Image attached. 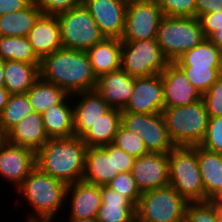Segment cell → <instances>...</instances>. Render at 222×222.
Segmentation results:
<instances>
[{"label": "cell", "mask_w": 222, "mask_h": 222, "mask_svg": "<svg viewBox=\"0 0 222 222\" xmlns=\"http://www.w3.org/2000/svg\"><path fill=\"white\" fill-rule=\"evenodd\" d=\"M204 39L197 17L163 16L156 35V41L169 62H174Z\"/></svg>", "instance_id": "5b68a950"}, {"label": "cell", "mask_w": 222, "mask_h": 222, "mask_svg": "<svg viewBox=\"0 0 222 222\" xmlns=\"http://www.w3.org/2000/svg\"><path fill=\"white\" fill-rule=\"evenodd\" d=\"M72 96L67 95L59 104L42 114L44 128L49 139L74 136V109Z\"/></svg>", "instance_id": "d4e9b609"}, {"label": "cell", "mask_w": 222, "mask_h": 222, "mask_svg": "<svg viewBox=\"0 0 222 222\" xmlns=\"http://www.w3.org/2000/svg\"><path fill=\"white\" fill-rule=\"evenodd\" d=\"M8 142L37 152L48 140L42 114L30 113L15 124L4 136Z\"/></svg>", "instance_id": "7402d4cb"}, {"label": "cell", "mask_w": 222, "mask_h": 222, "mask_svg": "<svg viewBox=\"0 0 222 222\" xmlns=\"http://www.w3.org/2000/svg\"><path fill=\"white\" fill-rule=\"evenodd\" d=\"M218 210L212 200L188 202L184 222H217Z\"/></svg>", "instance_id": "d590c367"}, {"label": "cell", "mask_w": 222, "mask_h": 222, "mask_svg": "<svg viewBox=\"0 0 222 222\" xmlns=\"http://www.w3.org/2000/svg\"><path fill=\"white\" fill-rule=\"evenodd\" d=\"M57 19L63 48L87 51L105 38L83 4L57 15Z\"/></svg>", "instance_id": "ba28073f"}, {"label": "cell", "mask_w": 222, "mask_h": 222, "mask_svg": "<svg viewBox=\"0 0 222 222\" xmlns=\"http://www.w3.org/2000/svg\"><path fill=\"white\" fill-rule=\"evenodd\" d=\"M205 38L222 28V10L215 13H205L199 17Z\"/></svg>", "instance_id": "b9f144b4"}, {"label": "cell", "mask_w": 222, "mask_h": 222, "mask_svg": "<svg viewBox=\"0 0 222 222\" xmlns=\"http://www.w3.org/2000/svg\"><path fill=\"white\" fill-rule=\"evenodd\" d=\"M26 95L34 112L43 114L51 106L59 104L68 94L59 86L40 77L26 92Z\"/></svg>", "instance_id": "4dcf8cb0"}, {"label": "cell", "mask_w": 222, "mask_h": 222, "mask_svg": "<svg viewBox=\"0 0 222 222\" xmlns=\"http://www.w3.org/2000/svg\"><path fill=\"white\" fill-rule=\"evenodd\" d=\"M121 125V111L110 108L81 136L88 147H98L113 143Z\"/></svg>", "instance_id": "f1b7e54d"}, {"label": "cell", "mask_w": 222, "mask_h": 222, "mask_svg": "<svg viewBox=\"0 0 222 222\" xmlns=\"http://www.w3.org/2000/svg\"><path fill=\"white\" fill-rule=\"evenodd\" d=\"M212 201L217 207L218 215H222V199L214 198Z\"/></svg>", "instance_id": "681fc988"}, {"label": "cell", "mask_w": 222, "mask_h": 222, "mask_svg": "<svg viewBox=\"0 0 222 222\" xmlns=\"http://www.w3.org/2000/svg\"><path fill=\"white\" fill-rule=\"evenodd\" d=\"M122 1L129 4V3H132V2H142V1H146V0H122Z\"/></svg>", "instance_id": "816d5d0a"}, {"label": "cell", "mask_w": 222, "mask_h": 222, "mask_svg": "<svg viewBox=\"0 0 222 222\" xmlns=\"http://www.w3.org/2000/svg\"><path fill=\"white\" fill-rule=\"evenodd\" d=\"M102 204L97 212V222H135L136 206L124 195L107 185L101 186Z\"/></svg>", "instance_id": "603a6c76"}, {"label": "cell", "mask_w": 222, "mask_h": 222, "mask_svg": "<svg viewBox=\"0 0 222 222\" xmlns=\"http://www.w3.org/2000/svg\"><path fill=\"white\" fill-rule=\"evenodd\" d=\"M27 38L40 60L62 48L61 29L57 16L42 14Z\"/></svg>", "instance_id": "44dd1931"}, {"label": "cell", "mask_w": 222, "mask_h": 222, "mask_svg": "<svg viewBox=\"0 0 222 222\" xmlns=\"http://www.w3.org/2000/svg\"><path fill=\"white\" fill-rule=\"evenodd\" d=\"M199 146L222 154V116L209 117L205 138Z\"/></svg>", "instance_id": "f35d334b"}, {"label": "cell", "mask_w": 222, "mask_h": 222, "mask_svg": "<svg viewBox=\"0 0 222 222\" xmlns=\"http://www.w3.org/2000/svg\"><path fill=\"white\" fill-rule=\"evenodd\" d=\"M68 185L40 170L37 166L15 190L19 195L14 206L27 202L31 213H26L25 222H56L57 215L66 211V192ZM21 196V198H20ZM17 203V204H16ZM20 203V205H19ZM64 211V212H63ZM29 214V215H28Z\"/></svg>", "instance_id": "6da1fadb"}, {"label": "cell", "mask_w": 222, "mask_h": 222, "mask_svg": "<svg viewBox=\"0 0 222 222\" xmlns=\"http://www.w3.org/2000/svg\"><path fill=\"white\" fill-rule=\"evenodd\" d=\"M209 117L222 116V75L202 95Z\"/></svg>", "instance_id": "ab89813d"}, {"label": "cell", "mask_w": 222, "mask_h": 222, "mask_svg": "<svg viewBox=\"0 0 222 222\" xmlns=\"http://www.w3.org/2000/svg\"><path fill=\"white\" fill-rule=\"evenodd\" d=\"M0 60L23 61L31 64H41V60L32 50L27 37L0 36Z\"/></svg>", "instance_id": "1f68e13d"}, {"label": "cell", "mask_w": 222, "mask_h": 222, "mask_svg": "<svg viewBox=\"0 0 222 222\" xmlns=\"http://www.w3.org/2000/svg\"><path fill=\"white\" fill-rule=\"evenodd\" d=\"M97 78L121 69L122 41L119 38H104L86 51Z\"/></svg>", "instance_id": "cb8c5ba5"}, {"label": "cell", "mask_w": 222, "mask_h": 222, "mask_svg": "<svg viewBox=\"0 0 222 222\" xmlns=\"http://www.w3.org/2000/svg\"><path fill=\"white\" fill-rule=\"evenodd\" d=\"M135 77L122 68L97 78V92L110 108L123 111L133 92Z\"/></svg>", "instance_id": "ffe728a7"}, {"label": "cell", "mask_w": 222, "mask_h": 222, "mask_svg": "<svg viewBox=\"0 0 222 222\" xmlns=\"http://www.w3.org/2000/svg\"><path fill=\"white\" fill-rule=\"evenodd\" d=\"M222 10V0H196V17Z\"/></svg>", "instance_id": "f6af8a7d"}, {"label": "cell", "mask_w": 222, "mask_h": 222, "mask_svg": "<svg viewBox=\"0 0 222 222\" xmlns=\"http://www.w3.org/2000/svg\"><path fill=\"white\" fill-rule=\"evenodd\" d=\"M135 158L114 145L115 171L131 172Z\"/></svg>", "instance_id": "7bdbcfd3"}, {"label": "cell", "mask_w": 222, "mask_h": 222, "mask_svg": "<svg viewBox=\"0 0 222 222\" xmlns=\"http://www.w3.org/2000/svg\"><path fill=\"white\" fill-rule=\"evenodd\" d=\"M121 124L144 140L148 152L169 153L176 146L169 136L162 113L121 112Z\"/></svg>", "instance_id": "30bf717a"}, {"label": "cell", "mask_w": 222, "mask_h": 222, "mask_svg": "<svg viewBox=\"0 0 222 222\" xmlns=\"http://www.w3.org/2000/svg\"><path fill=\"white\" fill-rule=\"evenodd\" d=\"M142 192L169 185V153H151L135 158L131 171Z\"/></svg>", "instance_id": "4fadbf2b"}, {"label": "cell", "mask_w": 222, "mask_h": 222, "mask_svg": "<svg viewBox=\"0 0 222 222\" xmlns=\"http://www.w3.org/2000/svg\"><path fill=\"white\" fill-rule=\"evenodd\" d=\"M113 189L127 197L135 206L138 205L141 191L138 189L135 179L131 172H121L113 178L108 184Z\"/></svg>", "instance_id": "8d00e7d4"}, {"label": "cell", "mask_w": 222, "mask_h": 222, "mask_svg": "<svg viewBox=\"0 0 222 222\" xmlns=\"http://www.w3.org/2000/svg\"><path fill=\"white\" fill-rule=\"evenodd\" d=\"M118 174L115 171L114 144L87 148L83 181L104 186Z\"/></svg>", "instance_id": "ac0fdd59"}, {"label": "cell", "mask_w": 222, "mask_h": 222, "mask_svg": "<svg viewBox=\"0 0 222 222\" xmlns=\"http://www.w3.org/2000/svg\"><path fill=\"white\" fill-rule=\"evenodd\" d=\"M215 198H219V199H222V192Z\"/></svg>", "instance_id": "db71d44e"}, {"label": "cell", "mask_w": 222, "mask_h": 222, "mask_svg": "<svg viewBox=\"0 0 222 222\" xmlns=\"http://www.w3.org/2000/svg\"><path fill=\"white\" fill-rule=\"evenodd\" d=\"M217 222H222V215H218Z\"/></svg>", "instance_id": "f5cc1de1"}, {"label": "cell", "mask_w": 222, "mask_h": 222, "mask_svg": "<svg viewBox=\"0 0 222 222\" xmlns=\"http://www.w3.org/2000/svg\"><path fill=\"white\" fill-rule=\"evenodd\" d=\"M187 80L203 95L222 75V68H181Z\"/></svg>", "instance_id": "e575fe53"}, {"label": "cell", "mask_w": 222, "mask_h": 222, "mask_svg": "<svg viewBox=\"0 0 222 222\" xmlns=\"http://www.w3.org/2000/svg\"><path fill=\"white\" fill-rule=\"evenodd\" d=\"M10 94L4 86H0V116L8 102Z\"/></svg>", "instance_id": "bcb514c9"}, {"label": "cell", "mask_w": 222, "mask_h": 222, "mask_svg": "<svg viewBox=\"0 0 222 222\" xmlns=\"http://www.w3.org/2000/svg\"><path fill=\"white\" fill-rule=\"evenodd\" d=\"M29 99L24 94H10L8 102L0 116V134L2 137L20 120L33 113Z\"/></svg>", "instance_id": "d6a6232c"}, {"label": "cell", "mask_w": 222, "mask_h": 222, "mask_svg": "<svg viewBox=\"0 0 222 222\" xmlns=\"http://www.w3.org/2000/svg\"><path fill=\"white\" fill-rule=\"evenodd\" d=\"M162 115L176 146L200 145L205 138L209 114L203 99L186 106L163 108Z\"/></svg>", "instance_id": "277c9868"}, {"label": "cell", "mask_w": 222, "mask_h": 222, "mask_svg": "<svg viewBox=\"0 0 222 222\" xmlns=\"http://www.w3.org/2000/svg\"><path fill=\"white\" fill-rule=\"evenodd\" d=\"M0 86H4V68L2 60H0Z\"/></svg>", "instance_id": "f907efd6"}, {"label": "cell", "mask_w": 222, "mask_h": 222, "mask_svg": "<svg viewBox=\"0 0 222 222\" xmlns=\"http://www.w3.org/2000/svg\"><path fill=\"white\" fill-rule=\"evenodd\" d=\"M164 108L162 74L135 77L131 97L121 112L142 114L162 113Z\"/></svg>", "instance_id": "5bb4252c"}, {"label": "cell", "mask_w": 222, "mask_h": 222, "mask_svg": "<svg viewBox=\"0 0 222 222\" xmlns=\"http://www.w3.org/2000/svg\"><path fill=\"white\" fill-rule=\"evenodd\" d=\"M168 63L156 39L122 42L121 68L132 77L161 74Z\"/></svg>", "instance_id": "9c48e42d"}, {"label": "cell", "mask_w": 222, "mask_h": 222, "mask_svg": "<svg viewBox=\"0 0 222 222\" xmlns=\"http://www.w3.org/2000/svg\"><path fill=\"white\" fill-rule=\"evenodd\" d=\"M187 203L171 185L144 191L136 206V221L184 222Z\"/></svg>", "instance_id": "52a82bcc"}, {"label": "cell", "mask_w": 222, "mask_h": 222, "mask_svg": "<svg viewBox=\"0 0 222 222\" xmlns=\"http://www.w3.org/2000/svg\"><path fill=\"white\" fill-rule=\"evenodd\" d=\"M171 185L187 202L205 201L197 158V145L175 146L169 152Z\"/></svg>", "instance_id": "8992f818"}, {"label": "cell", "mask_w": 222, "mask_h": 222, "mask_svg": "<svg viewBox=\"0 0 222 222\" xmlns=\"http://www.w3.org/2000/svg\"><path fill=\"white\" fill-rule=\"evenodd\" d=\"M87 148L75 135L49 139L36 152V166L67 185L82 181Z\"/></svg>", "instance_id": "3957f363"}, {"label": "cell", "mask_w": 222, "mask_h": 222, "mask_svg": "<svg viewBox=\"0 0 222 222\" xmlns=\"http://www.w3.org/2000/svg\"><path fill=\"white\" fill-rule=\"evenodd\" d=\"M83 5L106 38H122L127 3L122 0H83Z\"/></svg>", "instance_id": "9a60e30c"}, {"label": "cell", "mask_w": 222, "mask_h": 222, "mask_svg": "<svg viewBox=\"0 0 222 222\" xmlns=\"http://www.w3.org/2000/svg\"><path fill=\"white\" fill-rule=\"evenodd\" d=\"M42 11L34 0L27 8L0 16V36L27 37Z\"/></svg>", "instance_id": "83f0119b"}, {"label": "cell", "mask_w": 222, "mask_h": 222, "mask_svg": "<svg viewBox=\"0 0 222 222\" xmlns=\"http://www.w3.org/2000/svg\"><path fill=\"white\" fill-rule=\"evenodd\" d=\"M222 52V28L208 38Z\"/></svg>", "instance_id": "7dc6e473"}, {"label": "cell", "mask_w": 222, "mask_h": 222, "mask_svg": "<svg viewBox=\"0 0 222 222\" xmlns=\"http://www.w3.org/2000/svg\"><path fill=\"white\" fill-rule=\"evenodd\" d=\"M197 158L205 191V201L222 192V154L197 145Z\"/></svg>", "instance_id": "484cf974"}, {"label": "cell", "mask_w": 222, "mask_h": 222, "mask_svg": "<svg viewBox=\"0 0 222 222\" xmlns=\"http://www.w3.org/2000/svg\"><path fill=\"white\" fill-rule=\"evenodd\" d=\"M161 74L164 108L186 106L202 99V95L191 85L183 70L175 62H169Z\"/></svg>", "instance_id": "2e32d148"}, {"label": "cell", "mask_w": 222, "mask_h": 222, "mask_svg": "<svg viewBox=\"0 0 222 222\" xmlns=\"http://www.w3.org/2000/svg\"><path fill=\"white\" fill-rule=\"evenodd\" d=\"M174 62L180 68H222V52L206 38Z\"/></svg>", "instance_id": "f546056e"}, {"label": "cell", "mask_w": 222, "mask_h": 222, "mask_svg": "<svg viewBox=\"0 0 222 222\" xmlns=\"http://www.w3.org/2000/svg\"><path fill=\"white\" fill-rule=\"evenodd\" d=\"M34 0H0V16L27 8Z\"/></svg>", "instance_id": "ee69618b"}, {"label": "cell", "mask_w": 222, "mask_h": 222, "mask_svg": "<svg viewBox=\"0 0 222 222\" xmlns=\"http://www.w3.org/2000/svg\"><path fill=\"white\" fill-rule=\"evenodd\" d=\"M71 96L74 109V135L81 137L110 107L96 89L78 92Z\"/></svg>", "instance_id": "d6986e66"}, {"label": "cell", "mask_w": 222, "mask_h": 222, "mask_svg": "<svg viewBox=\"0 0 222 222\" xmlns=\"http://www.w3.org/2000/svg\"><path fill=\"white\" fill-rule=\"evenodd\" d=\"M102 204L101 186L78 181L68 185L65 208L69 218H96ZM70 208V209H69Z\"/></svg>", "instance_id": "e0dca14e"}, {"label": "cell", "mask_w": 222, "mask_h": 222, "mask_svg": "<svg viewBox=\"0 0 222 222\" xmlns=\"http://www.w3.org/2000/svg\"><path fill=\"white\" fill-rule=\"evenodd\" d=\"M4 87L9 94H24L40 78V64L3 61Z\"/></svg>", "instance_id": "4316f807"}, {"label": "cell", "mask_w": 222, "mask_h": 222, "mask_svg": "<svg viewBox=\"0 0 222 222\" xmlns=\"http://www.w3.org/2000/svg\"><path fill=\"white\" fill-rule=\"evenodd\" d=\"M112 144L134 158L148 153L144 140L137 133L126 129L122 124L118 128Z\"/></svg>", "instance_id": "836d02e7"}, {"label": "cell", "mask_w": 222, "mask_h": 222, "mask_svg": "<svg viewBox=\"0 0 222 222\" xmlns=\"http://www.w3.org/2000/svg\"><path fill=\"white\" fill-rule=\"evenodd\" d=\"M65 222H97L96 218H83V219H78V218H66L65 217Z\"/></svg>", "instance_id": "c3c4849f"}, {"label": "cell", "mask_w": 222, "mask_h": 222, "mask_svg": "<svg viewBox=\"0 0 222 222\" xmlns=\"http://www.w3.org/2000/svg\"><path fill=\"white\" fill-rule=\"evenodd\" d=\"M163 17L157 0L132 2L127 5L125 30L122 42L156 39Z\"/></svg>", "instance_id": "8fae6325"}, {"label": "cell", "mask_w": 222, "mask_h": 222, "mask_svg": "<svg viewBox=\"0 0 222 222\" xmlns=\"http://www.w3.org/2000/svg\"><path fill=\"white\" fill-rule=\"evenodd\" d=\"M40 77L69 95L92 91L97 86V77L86 51L63 47L41 60Z\"/></svg>", "instance_id": "7a4b0ae2"}, {"label": "cell", "mask_w": 222, "mask_h": 222, "mask_svg": "<svg viewBox=\"0 0 222 222\" xmlns=\"http://www.w3.org/2000/svg\"><path fill=\"white\" fill-rule=\"evenodd\" d=\"M163 16L196 17V0H157Z\"/></svg>", "instance_id": "74e56055"}, {"label": "cell", "mask_w": 222, "mask_h": 222, "mask_svg": "<svg viewBox=\"0 0 222 222\" xmlns=\"http://www.w3.org/2000/svg\"><path fill=\"white\" fill-rule=\"evenodd\" d=\"M36 167V152L0 139V179L14 186V191Z\"/></svg>", "instance_id": "7c38bea8"}, {"label": "cell", "mask_w": 222, "mask_h": 222, "mask_svg": "<svg viewBox=\"0 0 222 222\" xmlns=\"http://www.w3.org/2000/svg\"><path fill=\"white\" fill-rule=\"evenodd\" d=\"M44 15L57 16L83 4V0H35Z\"/></svg>", "instance_id": "60d3db41"}]
</instances>
